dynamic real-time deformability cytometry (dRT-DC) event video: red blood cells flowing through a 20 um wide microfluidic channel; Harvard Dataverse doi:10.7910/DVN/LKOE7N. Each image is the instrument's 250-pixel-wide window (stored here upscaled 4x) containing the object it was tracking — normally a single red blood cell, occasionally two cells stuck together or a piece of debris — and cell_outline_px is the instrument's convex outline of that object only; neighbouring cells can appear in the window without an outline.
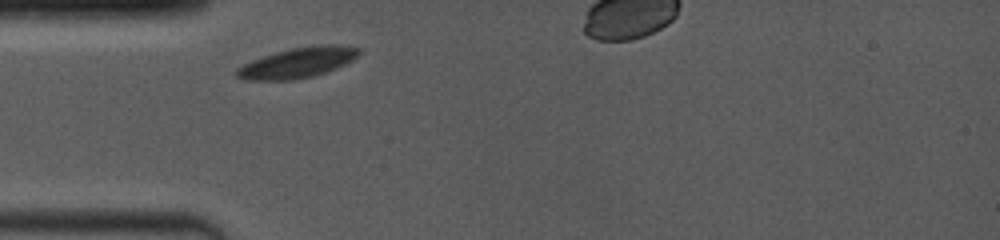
{"species": "common noctule bat (a hibernating species)", "species_latin": "Nyctalus noctula", "temperature_condition": "room temperature", "stored_images_in_passage": 7, "camera_frame_rate_fps": 4000, "um_per_image_px": 0.085, "animal": {"sex": "female", "body_mass_g": 19.0, "forearm_length_mm": 53.3}, "frame": {"image": 1, "passage_image": 1, "time_ms": 0.0, "image_size_px": [1000, 240], "cell_outline_px": [[360, 56], [336, 68], [312, 76], [288, 80], [244, 80], [236, 76], [236, 68], [252, 60], [276, 52], [292, 48], [316, 44], [340, 44], [360, 48]], "centroid_in_image_um": [25.33, 5.31], "position_along_channel_um": 59.7, "area_um2": 21.56}}
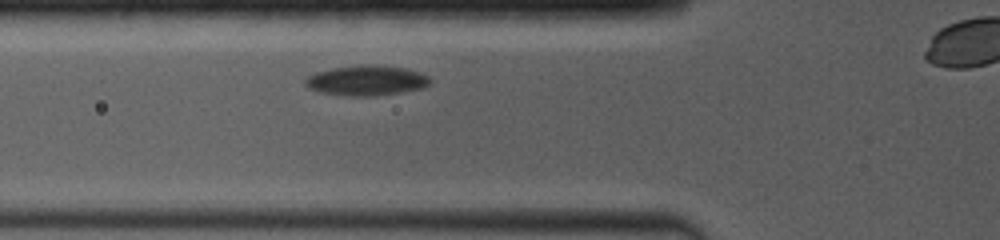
{"frame": {"image": 2, "passage_image": 3, "time_ms": 1.0, "image_size_px": [1000, 240], "cell_outline_px": [[432, 80], [424, 88], [400, 92], [372, 96], [348, 96], [320, 92], [308, 88], [304, 84], [304, 80], [308, 76], [316, 72], [332, 68], [404, 68], [428, 76]], "centroid_in_image_um": [31.11, 6.91], "position_along_channel_um": 94.7, "area_um2": 20.69}}
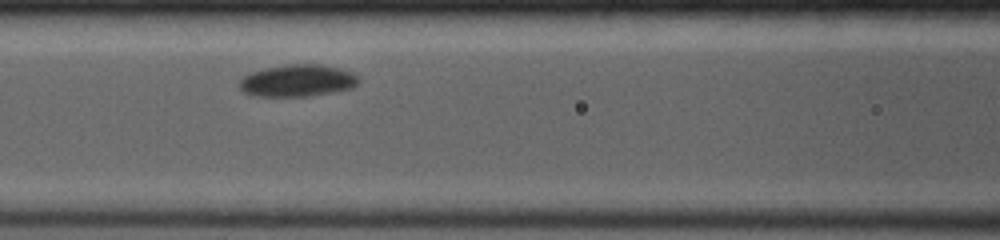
{"frame": {"image": 3, "passage_image": 5, "time_ms": 2.25, "image_size_px": [1000, 240], "cell_outline_px": [[360, 80], [352, 88], [332, 92], [308, 96], [248, 96], [240, 88], [240, 80], [244, 76], [252, 72], [268, 68], [292, 64], [320, 64], [352, 72], [360, 76]], "centroid_in_image_um": [25.3, 6.86], "position_along_channel_um": 141.3, "area_um2": 22.08}}